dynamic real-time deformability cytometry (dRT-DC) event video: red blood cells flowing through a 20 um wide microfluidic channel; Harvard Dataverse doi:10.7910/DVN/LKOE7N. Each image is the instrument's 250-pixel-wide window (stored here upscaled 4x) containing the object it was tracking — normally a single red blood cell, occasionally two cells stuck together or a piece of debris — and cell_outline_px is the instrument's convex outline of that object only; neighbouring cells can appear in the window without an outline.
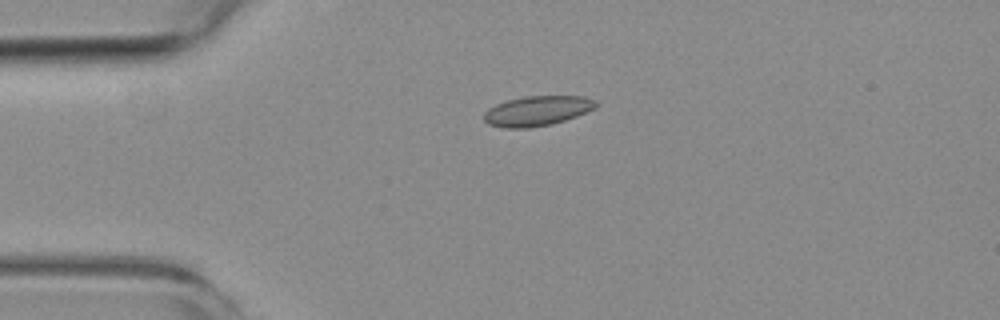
{"species": "common noctule bat (a hibernating species)", "species_latin": "Nyctalus noctula", "temperature_condition": "room temperature", "stored_images_in_passage": 5, "camera_frame_rate_fps": 3000, "um_per_image_px": 0.085, "animal": {"sex": "female", "body_mass_g": 19.3, "forearm_length_mm": 54.1}, "frame": {"image": 1, "passage_image": 4, "time_ms": 3.667, "image_size_px": [1000, 320], "cell_outline_px": [[596, 108], [576, 116], [552, 124], [528, 128], [504, 128], [488, 124], [484, 120], [484, 112], [488, 108], [496, 104], [508, 100], [524, 96], [584, 96], [596, 100]], "centroid_in_image_um": [45.65, 9.42], "position_along_channel_um": 39.4, "area_um2": 19.54}}